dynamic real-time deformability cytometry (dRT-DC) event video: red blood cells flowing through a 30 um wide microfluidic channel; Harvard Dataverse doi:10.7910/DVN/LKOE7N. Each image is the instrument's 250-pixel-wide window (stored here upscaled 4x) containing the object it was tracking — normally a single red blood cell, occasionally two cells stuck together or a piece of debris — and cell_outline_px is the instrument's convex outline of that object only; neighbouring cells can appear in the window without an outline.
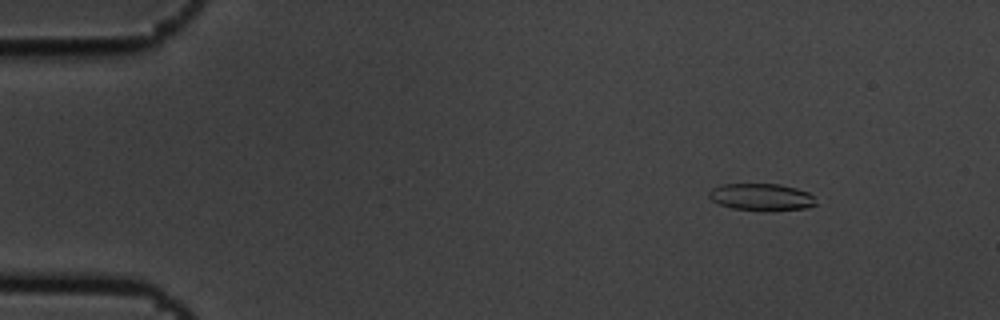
{"species": "common noctule bat (a hibernating species)", "species_latin": "Nyctalus noctula", "temperature_condition": "cold", "stored_images_in_passage": 4, "camera_frame_rate_fps": 3000, "um_per_image_px": 0.085, "animal": {"sex": "male", "body_mass_g": 19.5, "forearm_length_mm": 54.6}, "frame": {"image": 1, "passage_image": 1, "time_ms": 0.0, "image_size_px": [1000, 320], "cell_outline_px": [[816, 204], [804, 208], [768, 212], [732, 208], [720, 204], [712, 200], [708, 196], [708, 192], [712, 188], [720, 184], [780, 184], [796, 188], [808, 192], [812, 196]], "centroid_in_image_um": [64.69, 16.75], "position_along_channel_um": 20.3, "area_um2": 16.99}}